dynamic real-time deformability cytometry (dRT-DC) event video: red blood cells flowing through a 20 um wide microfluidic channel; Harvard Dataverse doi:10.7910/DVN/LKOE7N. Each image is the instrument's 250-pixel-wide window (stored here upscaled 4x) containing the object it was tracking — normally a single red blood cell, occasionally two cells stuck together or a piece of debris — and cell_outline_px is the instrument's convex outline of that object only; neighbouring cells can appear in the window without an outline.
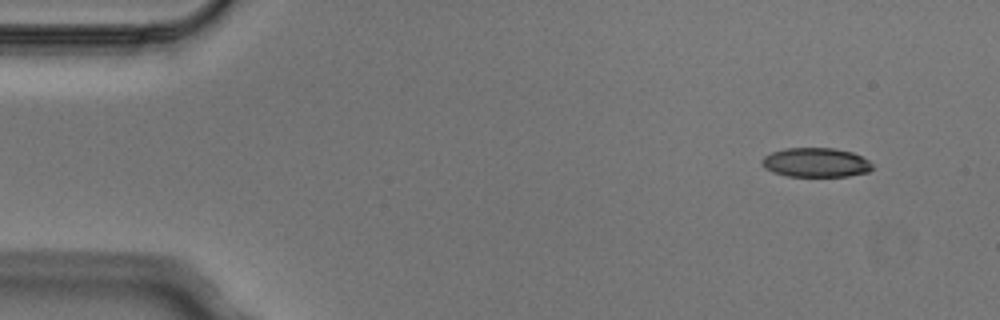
{"species": "Egyptian fruit bat (a non-hibernating species)", "species_latin": "Rousettus aegyptiacus", "temperature_condition": "cold", "stored_images_in_passage": 4, "camera_frame_rate_fps": 3000, "um_per_image_px": 0.085, "animal": {"sex": "male"}, "frame": {"image": 1, "passage_image": 1, "time_ms": 0.0, "image_size_px": [1000, 320], "cell_outline_px": [[872, 168], [868, 172], [848, 176], [788, 176], [772, 172], [764, 168], [760, 160], [764, 156], [772, 152], [784, 148], [836, 148], [852, 152], [868, 160], [872, 164]], "centroid_in_image_um": [69.32, 13.81], "position_along_channel_um": 15.7, "area_um2": 18.9}}
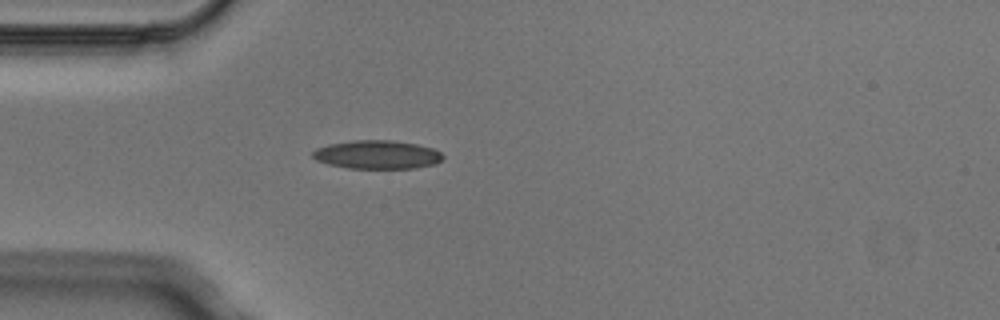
{"frame": {"image": 2, "passage_image": 4, "time_ms": 1.0, "image_size_px": [1000, 320], "cell_outline_px": [[444, 156], [436, 164], [416, 168], [348, 168], [328, 164], [316, 160], [312, 156], [312, 152], [316, 148], [328, 144], [352, 140], [392, 140], [416, 144], [432, 148], [440, 152]], "centroid_in_image_um": [32.04, 13.14], "position_along_channel_um": 53.0, "area_um2": 21.68}}